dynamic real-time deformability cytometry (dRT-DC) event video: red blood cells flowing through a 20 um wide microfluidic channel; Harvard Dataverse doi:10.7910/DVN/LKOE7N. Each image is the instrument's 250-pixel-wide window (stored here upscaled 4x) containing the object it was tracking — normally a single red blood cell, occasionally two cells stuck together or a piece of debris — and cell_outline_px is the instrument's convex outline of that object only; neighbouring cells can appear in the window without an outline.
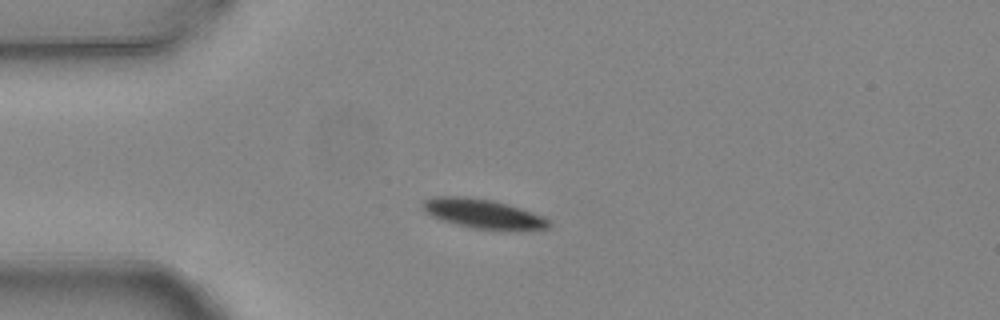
{"species": "common noctule bat (a hibernating species)", "species_latin": "Nyctalus noctula", "temperature_condition": "warm", "stored_images_in_passage": 5, "camera_frame_rate_fps": 3000, "um_per_image_px": 0.085, "animal": {"sex": "female", "body_mass_g": 24.6, "forearm_length_mm": 56.2}, "frame": {"image": 1, "passage_image": 3, "time_ms": 0.667, "image_size_px": [1000, 320], "cell_outline_px": [[548, 228], [516, 232], [504, 232], [472, 228], [444, 220], [432, 216], [424, 212], [420, 204], [424, 200], [432, 196], [468, 196], [492, 200], [508, 204], [544, 216], [548, 220]], "centroid_in_image_um": [41.08, 18.19], "position_along_channel_um": 43.9, "area_um2": 22.2}}
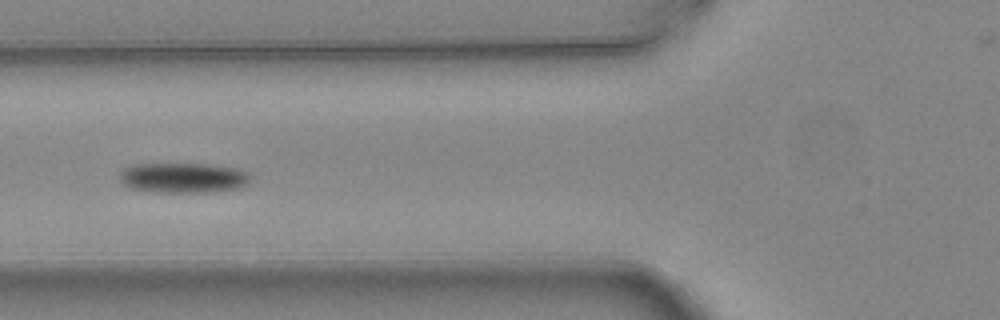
{"frame": {"image": 2, "passage_image": 5, "time_ms": 1.333, "image_size_px": [1000, 320], "cell_outline_px": [[252, 176], [248, 184], [240, 188], [212, 192], [156, 192], [128, 188], [120, 180], [120, 172], [124, 168], [136, 164], [208, 164], [236, 168], [248, 172]], "centroid_in_image_um": [15.61, 15.12], "position_along_channel_um": 110.2, "area_um2": 23.18}}